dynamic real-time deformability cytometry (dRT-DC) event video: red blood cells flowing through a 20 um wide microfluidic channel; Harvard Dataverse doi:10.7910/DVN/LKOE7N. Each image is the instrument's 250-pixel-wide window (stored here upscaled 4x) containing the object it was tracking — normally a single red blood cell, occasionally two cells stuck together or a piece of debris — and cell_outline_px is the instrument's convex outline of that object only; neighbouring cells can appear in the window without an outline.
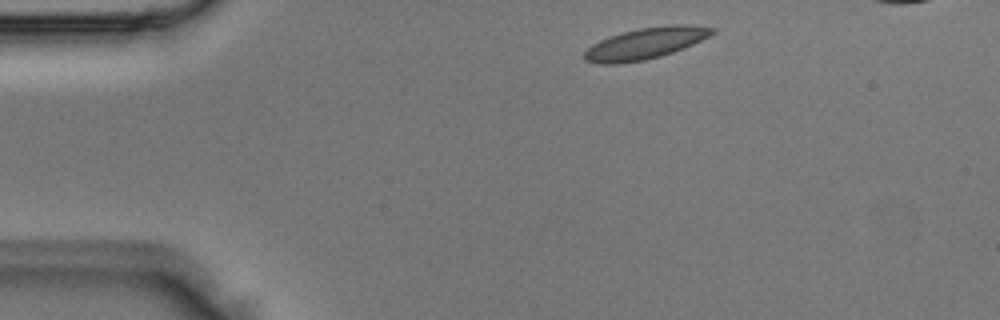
{"species": "Egyptian fruit bat (a non-hibernating species)", "species_latin": "Rousettus aegyptiacus", "temperature_condition": "room temperature", "stored_images_in_passage": 6, "segment_of_instrument_passage": [2, 2], "camera_frame_rate_fps": 3000, "um_per_image_px": 0.085, "animal": {"sex": "male"}, "frame": {"image": 1, "passage_image": 6, "time_ms": 1.667, "image_size_px": [1000, 320], "cell_outline_px": [[716, 32], [684, 48], [660, 56], [644, 60], [616, 64], [600, 64], [584, 60], [584, 52], [592, 44], [600, 40], [624, 32], [640, 28], [672, 24], [688, 24], [716, 28]], "centroid_in_image_um": [54.87, 3.68], "position_along_channel_um": 30.1, "area_um2": 23.12}}